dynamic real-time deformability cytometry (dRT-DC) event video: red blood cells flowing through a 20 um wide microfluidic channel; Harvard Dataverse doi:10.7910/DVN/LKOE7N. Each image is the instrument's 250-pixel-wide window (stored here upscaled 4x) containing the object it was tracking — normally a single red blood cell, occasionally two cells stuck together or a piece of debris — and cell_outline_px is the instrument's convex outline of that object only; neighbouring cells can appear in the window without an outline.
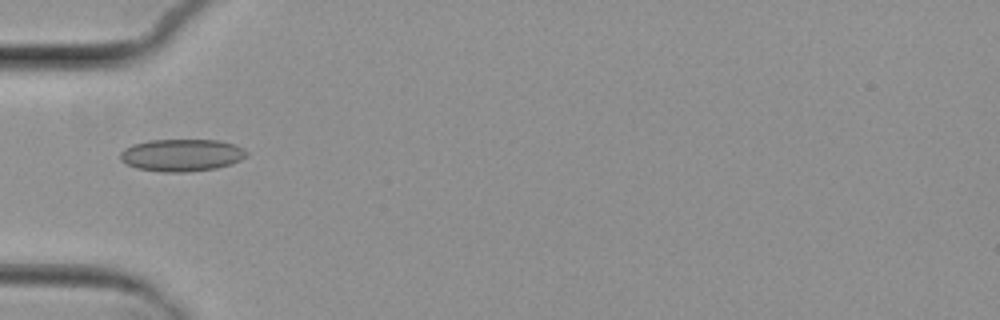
{"species": "common noctule bat (a hibernating species)", "species_latin": "Nyctalus noctula", "temperature_condition": "cold", "stored_images_in_passage": 3, "camera_frame_rate_fps": 3000, "um_per_image_px": 0.085, "animal": {"sex": "female", "body_mass_g": 29.2, "forearm_length_mm": 56.3}, "frame": {"image": 1, "passage_image": 3, "time_ms": 2.333, "image_size_px": [1000, 320], "cell_outline_px": [[248, 152], [240, 160], [232, 164], [216, 168], [188, 172], [164, 172], [136, 168], [120, 160], [120, 152], [124, 148], [132, 144], [148, 140], [216, 140], [236, 144], [244, 148]], "centroid_in_image_um": [15.44, 13.18], "position_along_channel_um": 69.6, "area_um2": 23.87}}